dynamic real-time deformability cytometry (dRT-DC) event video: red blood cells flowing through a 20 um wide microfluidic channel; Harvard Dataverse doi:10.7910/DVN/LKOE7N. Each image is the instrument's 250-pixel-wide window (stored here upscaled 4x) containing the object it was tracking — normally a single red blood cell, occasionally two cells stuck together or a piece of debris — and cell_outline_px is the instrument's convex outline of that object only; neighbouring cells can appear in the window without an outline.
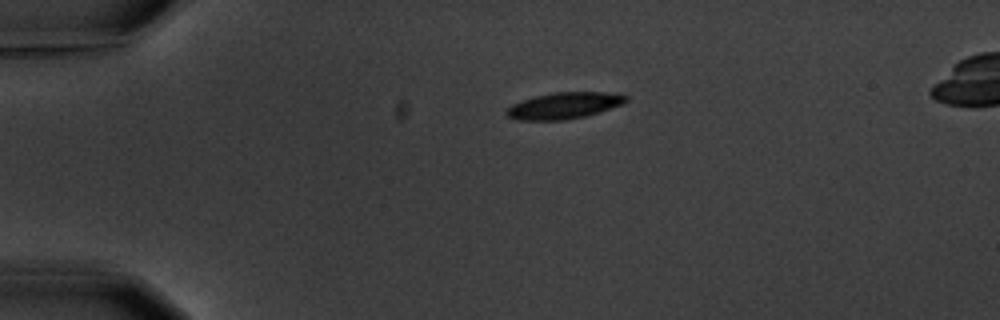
{"species": "common noctule bat (a hibernating species)", "species_latin": "Nyctalus noctula", "temperature_condition": "warm", "stored_images_in_passage": 3, "camera_frame_rate_fps": 3000, "um_per_image_px": 0.085, "animal": {"sex": "male", "body_mass_g": 20.1, "forearm_length_mm": 53.5}, "frame": {"image": 1, "passage_image": 1, "time_ms": 0.0, "image_size_px": [1000, 320], "cell_outline_px": [[628, 100], [624, 104], [584, 116], [564, 120], [516, 120], [508, 116], [504, 112], [512, 104], [520, 100], [552, 92], [604, 92], [628, 96]], "centroid_in_image_um": [47.91, 8.97], "position_along_channel_um": 37.1, "area_um2": 18.32}}
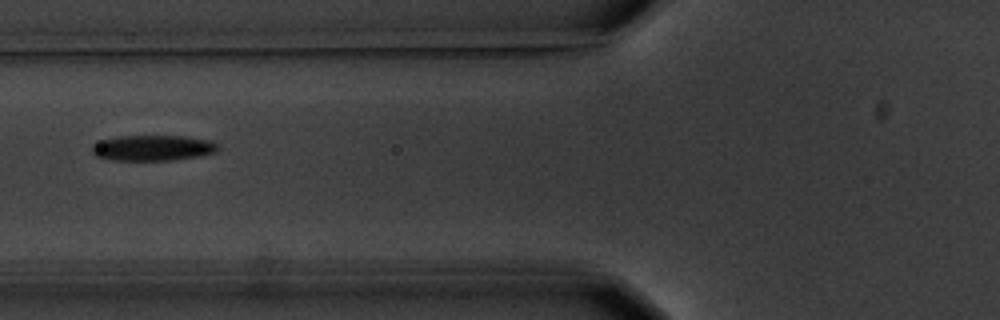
{"frame": {"image": 2, "passage_image": 3, "time_ms": 3.333, "image_size_px": [1000, 320], "cell_outline_px": [[220, 148], [216, 152], [200, 156], [172, 160], [112, 160], [96, 156], [92, 152], [92, 144], [100, 140], [120, 136], [184, 136], [212, 140]], "centroid_in_image_um": [13.0, 12.57], "position_along_channel_um": 112.8, "area_um2": 18.9}}